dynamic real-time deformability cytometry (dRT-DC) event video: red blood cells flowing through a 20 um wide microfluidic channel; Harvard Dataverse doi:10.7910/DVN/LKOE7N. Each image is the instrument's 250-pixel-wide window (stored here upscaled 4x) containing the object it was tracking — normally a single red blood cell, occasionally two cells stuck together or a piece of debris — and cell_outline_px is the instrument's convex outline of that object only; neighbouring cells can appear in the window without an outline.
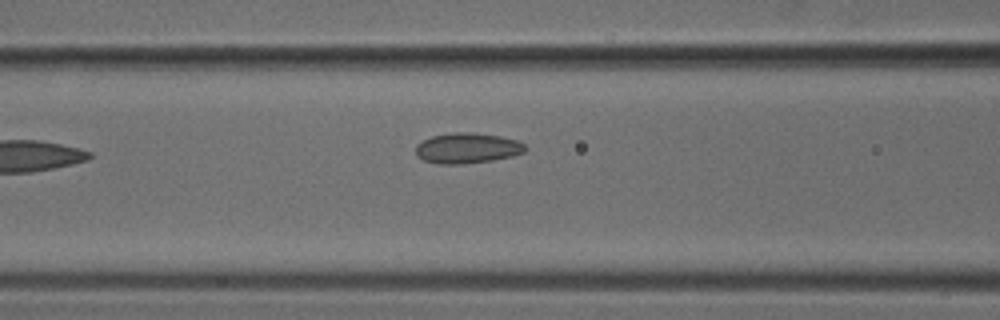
{"species": "common noctule bat (a hibernating species)", "species_latin": "Nyctalus noctula", "temperature_condition": "cold", "stored_images_in_passage": 6, "camera_frame_rate_fps": 3000, "um_per_image_px": 0.085, "animal": {"sex": "male", "body_mass_g": 18.8}, "frame": {"image": 1, "passage_image": 6, "time_ms": 1.667, "image_size_px": [1000, 320], "cell_outline_px": [[528, 148], [524, 152], [512, 156], [492, 160], [460, 164], [436, 164], [424, 160], [416, 156], [416, 144], [432, 136], [456, 132], [472, 132], [500, 136], [516, 140], [524, 144]], "centroid_in_image_um": [39.71, 12.59], "position_along_channel_um": 126.9, "area_um2": 19.42}}